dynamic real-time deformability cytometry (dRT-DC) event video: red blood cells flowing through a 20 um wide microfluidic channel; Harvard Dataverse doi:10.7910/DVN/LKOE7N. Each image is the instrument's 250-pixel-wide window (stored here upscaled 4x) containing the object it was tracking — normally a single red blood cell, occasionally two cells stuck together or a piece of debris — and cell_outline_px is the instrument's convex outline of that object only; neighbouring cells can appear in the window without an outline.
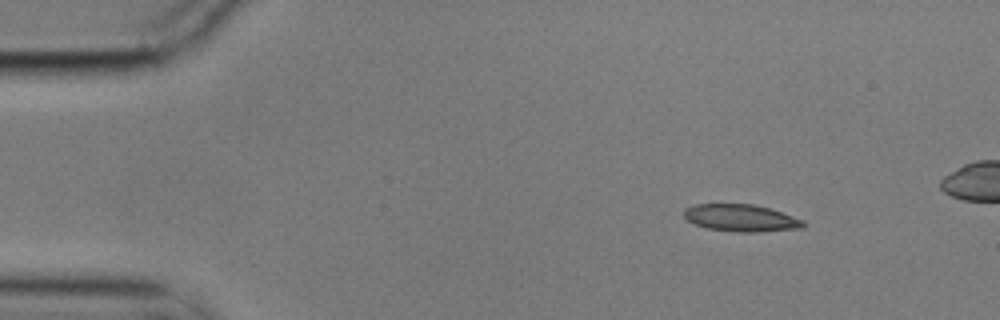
{"species": "common noctule bat (a hibernating species)", "species_latin": "Nyctalus noctula", "temperature_condition": "cold", "stored_images_in_passage": 4, "camera_frame_rate_fps": 3000, "um_per_image_px": 0.085, "animal": {"sex": "male", "body_mass_g": 17.9}, "frame": {"image": 1, "passage_image": 1, "time_ms": 0.0, "image_size_px": [1000, 320], "cell_outline_px": [[808, 224], [804, 228], [756, 232], [736, 232], [708, 228], [696, 224], [688, 220], [684, 216], [684, 208], [696, 204], [752, 204], [768, 208], [804, 220]], "centroid_in_image_um": [63.01, 18.53], "position_along_channel_um": 22.0, "area_um2": 18.79}}